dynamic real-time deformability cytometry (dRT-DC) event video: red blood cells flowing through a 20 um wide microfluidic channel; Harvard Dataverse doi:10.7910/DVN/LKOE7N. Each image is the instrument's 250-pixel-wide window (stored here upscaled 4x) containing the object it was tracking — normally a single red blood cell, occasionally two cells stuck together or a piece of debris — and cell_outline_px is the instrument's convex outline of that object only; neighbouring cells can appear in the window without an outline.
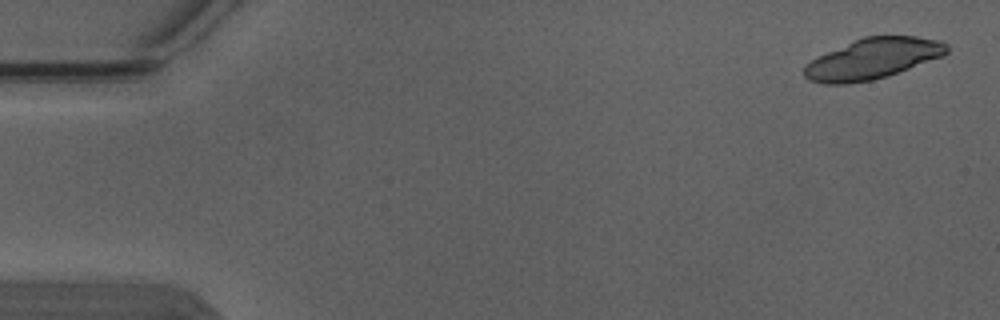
{"species": "Egyptian fruit bat (a non-hibernating species)", "species_latin": "Rousettus aegyptiacus", "temperature_condition": "warm", "stored_images_in_passage": 5, "camera_frame_rate_fps": 3000, "um_per_image_px": 0.085, "animal": {"sex": "male"}, "frame": {"image": 1, "passage_image": 1, "time_ms": 0.0, "image_size_px": [1000, 320], "cell_outline_px": [[948, 52], [944, 56], [888, 76], [872, 80], [848, 84], [824, 84], [808, 80], [804, 76], [804, 64], [828, 52], [864, 36], [916, 36], [944, 40], [948, 44]], "centroid_in_image_um": [74.23, 5.0], "position_along_channel_um": 10.8, "area_um2": 33.87}}